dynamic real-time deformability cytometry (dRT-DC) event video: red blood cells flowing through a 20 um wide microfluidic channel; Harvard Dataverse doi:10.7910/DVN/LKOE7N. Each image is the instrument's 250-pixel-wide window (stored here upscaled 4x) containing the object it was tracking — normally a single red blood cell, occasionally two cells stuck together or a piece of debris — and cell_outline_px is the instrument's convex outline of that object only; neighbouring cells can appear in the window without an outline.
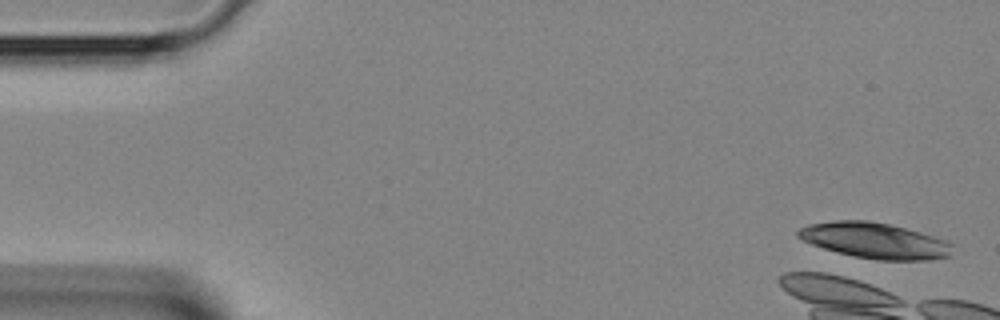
{"species": "Egyptian fruit bat (a non-hibernating species)", "species_latin": "Rousettus aegyptiacus", "temperature_condition": "room temperature", "stored_images_in_passage": 4, "camera_frame_rate_fps": 3000, "um_per_image_px": 0.085, "animal": {"sex": "female"}, "frame": {"image": 1, "passage_image": 4, "time_ms": 1.0, "image_size_px": [1000, 320], "cell_outline_px": [[952, 256], [928, 260], [880, 260], [856, 256], [836, 252], [812, 244], [796, 236], [796, 232], [800, 228], [808, 224], [832, 220], [868, 220], [888, 224], [920, 232], [948, 240], [952, 244]], "centroid_in_image_um": [74.37, 20.44], "position_along_channel_um": 10.6, "area_um2": 32.14}}